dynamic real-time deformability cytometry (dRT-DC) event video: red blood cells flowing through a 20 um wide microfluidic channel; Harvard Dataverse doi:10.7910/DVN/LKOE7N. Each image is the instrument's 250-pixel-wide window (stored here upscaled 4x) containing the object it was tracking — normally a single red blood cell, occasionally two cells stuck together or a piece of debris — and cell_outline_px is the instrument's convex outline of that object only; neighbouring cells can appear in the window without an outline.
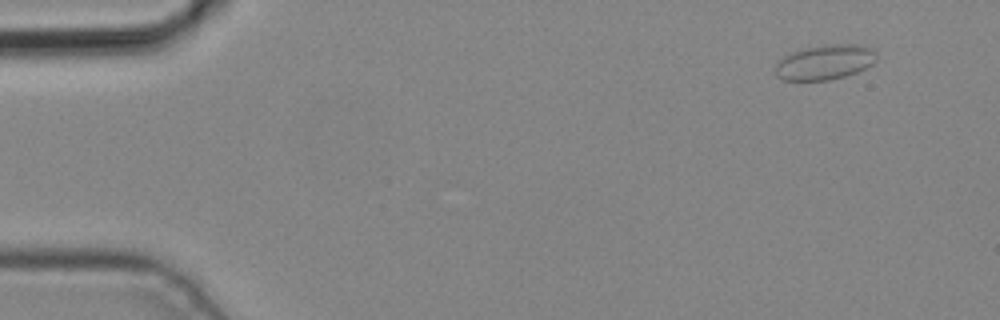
{"species": "common noctule bat (a hibernating species)", "species_latin": "Nyctalus noctula", "temperature_condition": "cold", "stored_images_in_passage": 5, "camera_frame_rate_fps": 3000, "um_per_image_px": 0.085, "animal": {"sex": "male", "body_mass_g": 19.2, "forearm_length_mm": 51.8}, "frame": {"image": 1, "passage_image": 1, "time_ms": 0.0, "image_size_px": [1000, 320], "cell_outline_px": [[876, 60], [872, 64], [856, 72], [844, 76], [828, 80], [784, 80], [776, 76], [776, 60], [788, 52], [804, 48], [824, 44], [860, 44], [872, 48], [876, 52]], "centroid_in_image_um": [70.08, 5.26], "position_along_channel_um": 14.9, "area_um2": 20.87}}
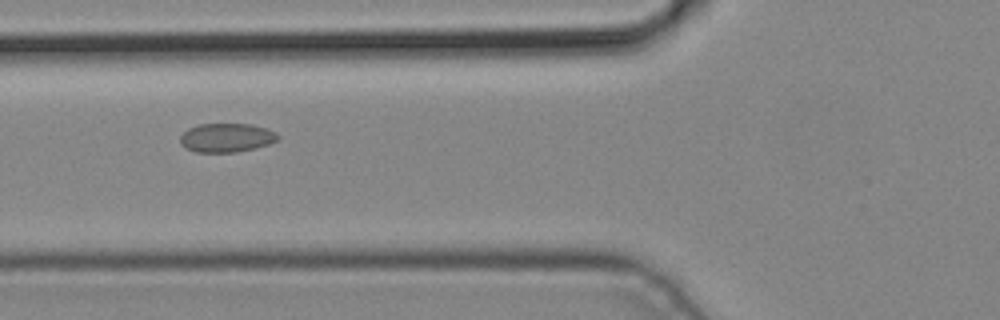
{"frame": {"image": 2, "passage_image": 5, "time_ms": 1.333, "image_size_px": [1000, 320], "cell_outline_px": [[280, 140], [268, 144], [236, 152], [196, 152], [184, 148], [180, 144], [180, 136], [188, 128], [200, 124], [252, 124], [276, 132], [280, 136]], "centroid_in_image_um": [19.24, 11.7], "position_along_channel_um": 106.6, "area_um2": 16.47}}